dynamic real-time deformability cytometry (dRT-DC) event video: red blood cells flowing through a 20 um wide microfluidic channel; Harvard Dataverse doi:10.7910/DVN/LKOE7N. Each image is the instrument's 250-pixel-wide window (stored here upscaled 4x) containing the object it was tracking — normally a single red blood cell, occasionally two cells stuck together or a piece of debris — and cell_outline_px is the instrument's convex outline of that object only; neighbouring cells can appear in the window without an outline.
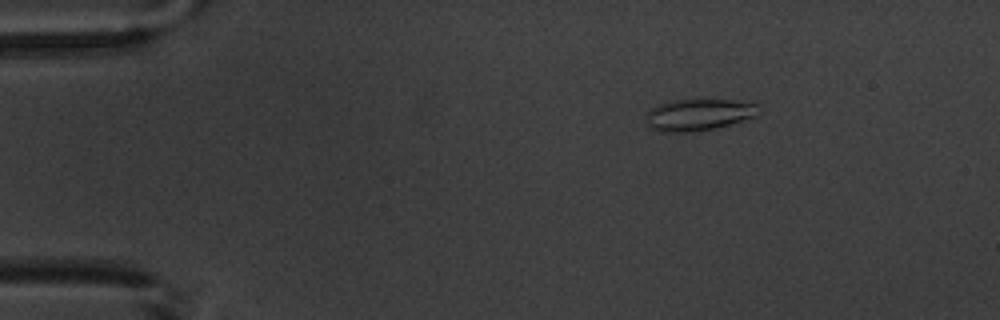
{"species": "common noctule bat (a hibernating species)", "species_latin": "Nyctalus noctula", "temperature_condition": "warm", "stored_images_in_passage": 5, "camera_frame_rate_fps": 3000, "um_per_image_px": 0.085, "animal": {"sex": "male", "body_mass_g": 20.1, "forearm_length_mm": 53.5}, "frame": {"image": 1, "passage_image": 3, "time_ms": 2.333, "image_size_px": [1000, 320], "cell_outline_px": [[764, 112], [756, 116], [716, 128], [692, 132], [660, 132], [652, 128], [648, 124], [648, 112], [652, 108], [668, 100], [696, 96], [752, 100], [760, 104]], "centroid_in_image_um": [59.55, 9.66], "position_along_channel_um": 25.4, "area_um2": 22.37}}